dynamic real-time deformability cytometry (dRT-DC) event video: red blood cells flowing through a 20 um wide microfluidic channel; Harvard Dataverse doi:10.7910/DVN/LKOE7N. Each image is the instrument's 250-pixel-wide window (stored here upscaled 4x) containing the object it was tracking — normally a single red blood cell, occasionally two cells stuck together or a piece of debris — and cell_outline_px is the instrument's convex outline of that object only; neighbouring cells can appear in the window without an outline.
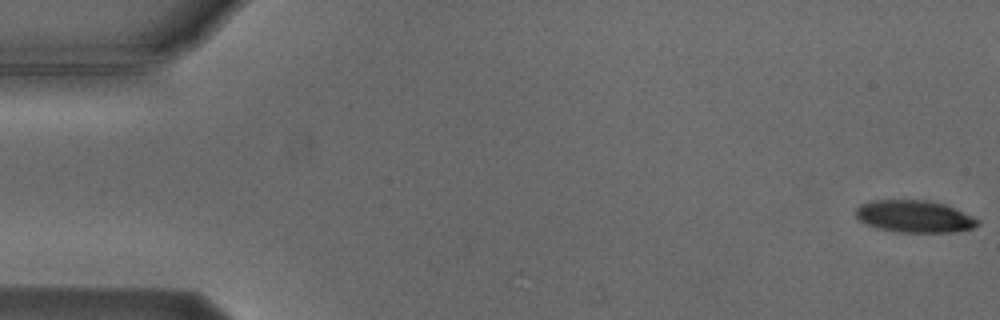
{"species": "Egyptian fruit bat (a non-hibernating species)", "species_latin": "Rousettus aegyptiacus", "temperature_condition": "cold", "stored_images_in_passage": 5, "camera_frame_rate_fps": 3000, "um_per_image_px": 0.085, "animal": {"sex": "male"}, "frame": {"image": 1, "passage_image": 1, "time_ms": 0.0, "image_size_px": [1000, 320], "cell_outline_px": [[980, 224], [972, 228], [956, 232], [900, 232], [880, 228], [864, 224], [856, 216], [856, 208], [860, 204], [872, 200], [928, 200], [944, 204], [972, 216], [980, 220]], "centroid_in_image_um": [77.73, 18.39], "position_along_channel_um": 7.3, "area_um2": 22.77}}
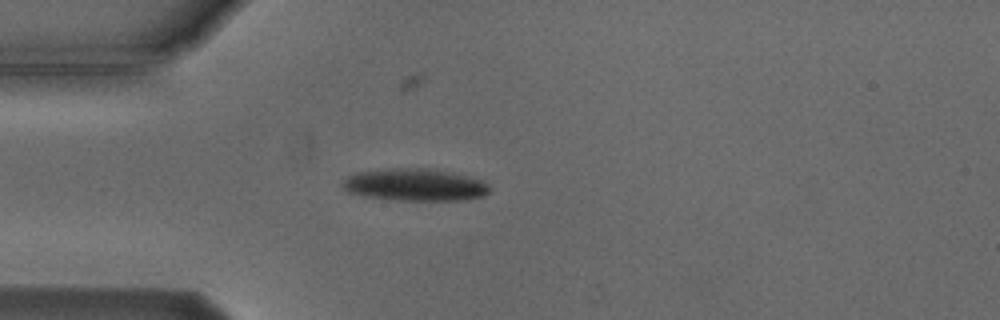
{"frame": {"image": 2, "passage_image": 5, "time_ms": 4.667, "image_size_px": [1000, 320], "cell_outline_px": [[492, 188], [484, 196], [468, 200], [396, 200], [364, 196], [348, 192], [340, 184], [348, 176], [356, 172], [392, 168], [428, 168], [452, 172], [468, 176], [480, 180], [488, 184]], "centroid_in_image_um": [35.29, 15.71], "position_along_channel_um": 49.7, "area_um2": 27.8}}